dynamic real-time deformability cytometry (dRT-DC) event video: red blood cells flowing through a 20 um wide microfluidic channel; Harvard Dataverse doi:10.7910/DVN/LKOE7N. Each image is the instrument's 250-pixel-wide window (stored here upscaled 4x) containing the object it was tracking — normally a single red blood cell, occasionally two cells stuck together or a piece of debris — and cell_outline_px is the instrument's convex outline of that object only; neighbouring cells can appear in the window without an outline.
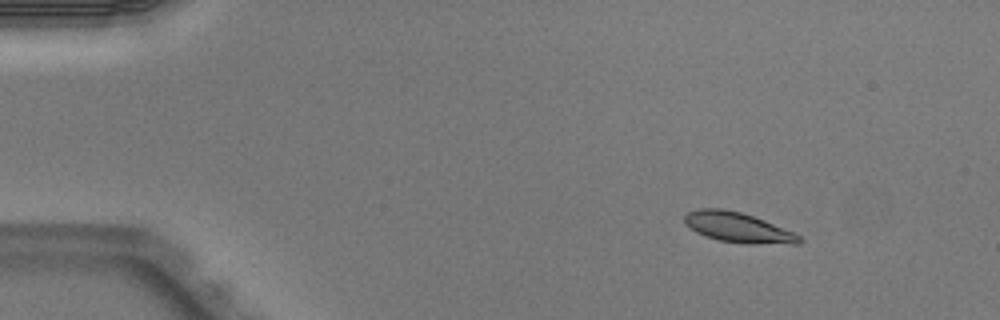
{"species": "Egyptian fruit bat (a non-hibernating species)", "species_latin": "Rousettus aegyptiacus", "temperature_condition": "warm", "stored_images_in_passage": 3, "camera_frame_rate_fps": 3000, "um_per_image_px": 0.085, "animal": {"sex": "male"}, "frame": {"image": 1, "passage_image": 1, "time_ms": 0.0, "image_size_px": [1000, 320], "cell_outline_px": [[804, 240], [800, 244], [744, 244], [720, 240], [704, 236], [696, 232], [684, 224], [684, 216], [688, 212], [696, 208], [720, 208], [740, 212], [764, 220], [792, 232], [800, 236]], "centroid_in_image_um": [62.71, 19.34], "position_along_channel_um": 22.3, "area_um2": 20.17}}